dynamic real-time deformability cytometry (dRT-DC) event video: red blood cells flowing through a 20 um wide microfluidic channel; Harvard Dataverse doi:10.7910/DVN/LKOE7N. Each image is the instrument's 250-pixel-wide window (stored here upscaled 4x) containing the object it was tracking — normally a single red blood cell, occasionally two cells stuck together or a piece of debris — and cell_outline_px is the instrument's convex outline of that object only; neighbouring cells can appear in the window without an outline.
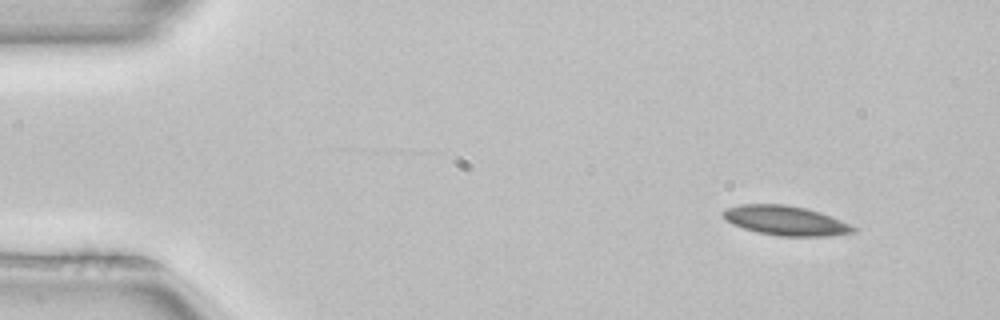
{"species": "common noctule bat (a hibernating species)", "species_latin": "Nyctalus noctula", "temperature_condition": "room temperature", "stored_images_in_passage": 3, "camera_frame_rate_fps": 3000, "um_per_image_px": 0.085, "animal": {"sex": "female", "body_mass_g": 22.7, "forearm_length_mm": 54.2}, "frame": {"image": 1, "passage_image": 1, "time_ms": 0.0, "image_size_px": [1000, 320], "cell_outline_px": [[856, 232], [824, 236], [780, 236], [760, 232], [744, 228], [732, 224], [724, 220], [720, 212], [724, 208], [740, 204], [784, 204], [804, 208], [820, 212], [840, 220], [856, 228]], "centroid_in_image_um": [66.7, 18.74], "position_along_channel_um": 18.3, "area_um2": 22.31}}
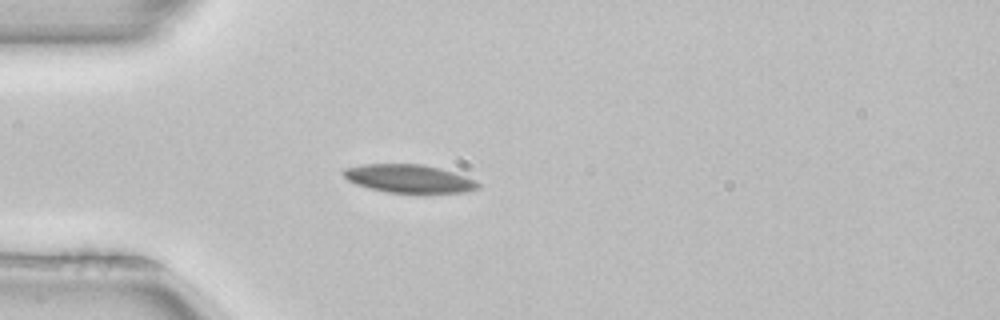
{"frame": {"image": 2, "passage_image": 3, "time_ms": 0.667, "image_size_px": [1000, 320], "cell_outline_px": [[480, 188], [468, 192], [388, 192], [356, 184], [348, 180], [340, 172], [344, 168], [360, 164], [420, 164], [440, 168], [476, 180], [480, 184]], "centroid_in_image_um": [34.75, 15.17], "position_along_channel_um": 50.3, "area_um2": 21.91}}